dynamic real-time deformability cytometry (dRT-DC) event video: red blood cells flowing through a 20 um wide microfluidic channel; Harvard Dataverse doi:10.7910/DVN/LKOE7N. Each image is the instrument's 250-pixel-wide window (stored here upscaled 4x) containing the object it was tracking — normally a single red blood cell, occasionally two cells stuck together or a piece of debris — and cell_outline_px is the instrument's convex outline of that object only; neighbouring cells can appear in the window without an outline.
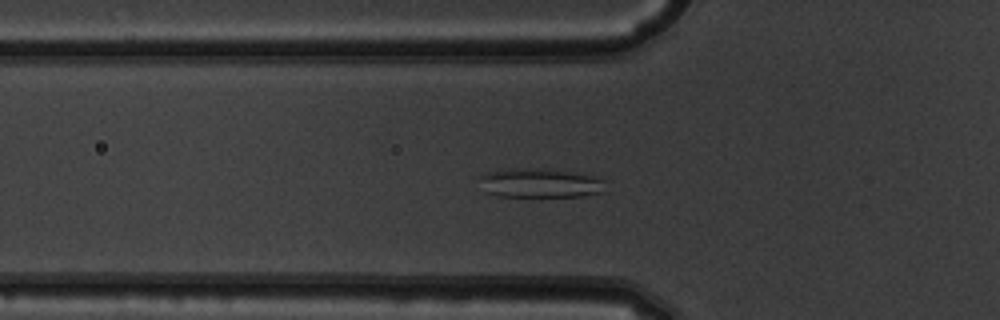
{"species": "common noctule bat (a hibernating species)", "species_latin": "Nyctalus noctula", "temperature_condition": "warm", "stored_images_in_passage": 49, "camera_frame_rate_fps": 3000, "um_per_image_px": 0.085, "animal": {"sex": "male", "body_mass_g": 19.5, "forearm_length_mm": 54.6}, "frame": {"image": 1, "passage_image": 15, "time_ms": 4.667, "image_size_px": [1000, 320], "cell_outline_px": [[604, 192], [584, 196], [496, 196], [484, 192], [480, 176], [484, 172], [524, 168], [552, 168], [592, 176], [604, 180]], "centroid_in_image_um": [45.91, 15.56], "position_along_channel_um": 79.9, "area_um2": 21.5}}
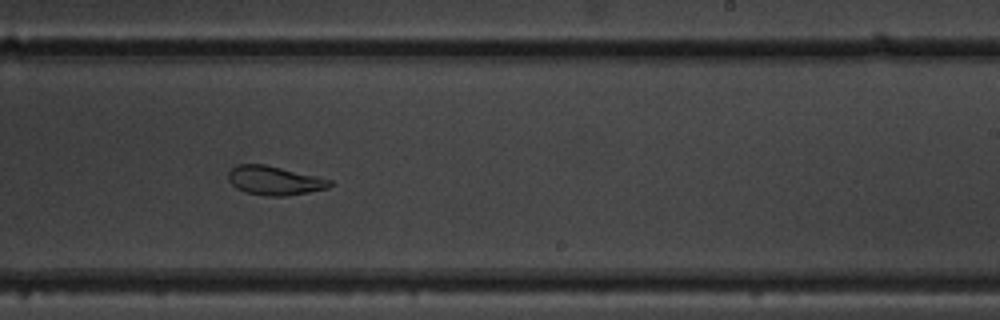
{"frame": {"image": 2, "passage_image": 29, "time_ms": 9.333, "image_size_px": [1000, 320], "cell_outline_px": [[332, 184], [328, 188], [288, 196], [268, 196], [244, 192], [236, 188], [228, 180], [228, 172], [236, 164], [264, 164], [316, 176], [332, 180]], "centroid_in_image_um": [23.3, 15.35], "position_along_channel_um": 265.7, "area_um2": 17.11}}
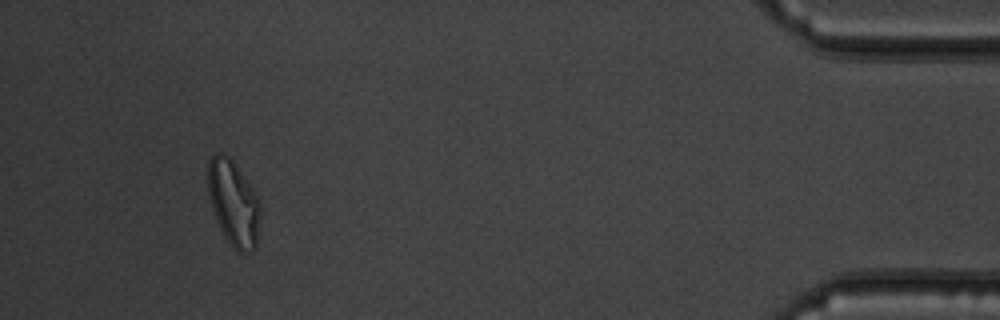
{"frame": {"image": 3, "passage_image": 45, "time_ms": 14.667, "image_size_px": [1000, 320], "cell_outline_px": [[260, 220], [256, 248], [252, 252], [240, 252], [232, 248], [224, 236], [212, 208], [208, 196], [208, 160], [216, 152], [220, 152], [228, 156], [236, 164], [260, 200]], "centroid_in_image_um": [19.86, 17.27], "position_along_channel_um": 415.3, "area_um2": 26.24}}